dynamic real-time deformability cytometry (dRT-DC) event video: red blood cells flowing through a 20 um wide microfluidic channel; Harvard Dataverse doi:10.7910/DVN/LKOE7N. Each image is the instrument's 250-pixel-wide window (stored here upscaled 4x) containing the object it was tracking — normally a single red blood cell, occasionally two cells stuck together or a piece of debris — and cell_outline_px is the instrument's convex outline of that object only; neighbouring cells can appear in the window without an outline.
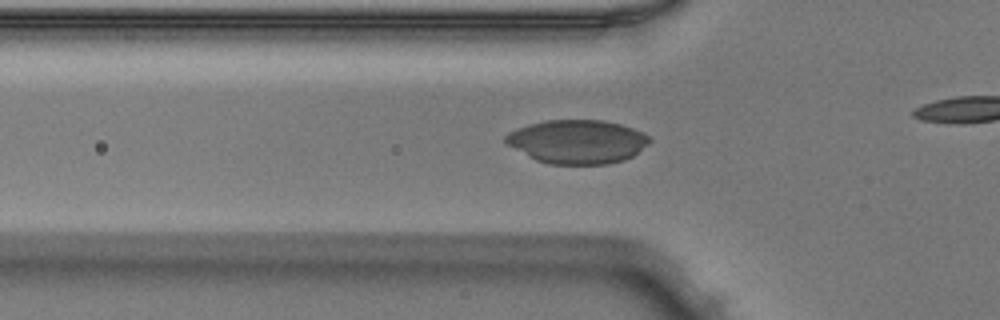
{"species": "Egyptian fruit bat (a non-hibernating species)", "species_latin": "Rousettus aegyptiacus", "temperature_condition": "warm", "stored_images_in_passage": 40, "camera_frame_rate_fps": 3000, "um_per_image_px": 0.085, "animal": {"sex": "male"}, "frame": {"image": 1, "passage_image": 16, "time_ms": 5.0, "image_size_px": [1000, 320], "cell_outline_px": [[652, 140], [648, 144], [632, 156], [624, 160], [608, 164], [548, 164], [536, 160], [528, 156], [508, 144], [504, 140], [504, 136], [508, 132], [528, 124], [544, 120], [604, 120], [620, 124], [632, 128], [648, 136]], "centroid_in_image_um": [49.06, 12.04], "position_along_channel_um": 76.7, "area_um2": 36.59}}
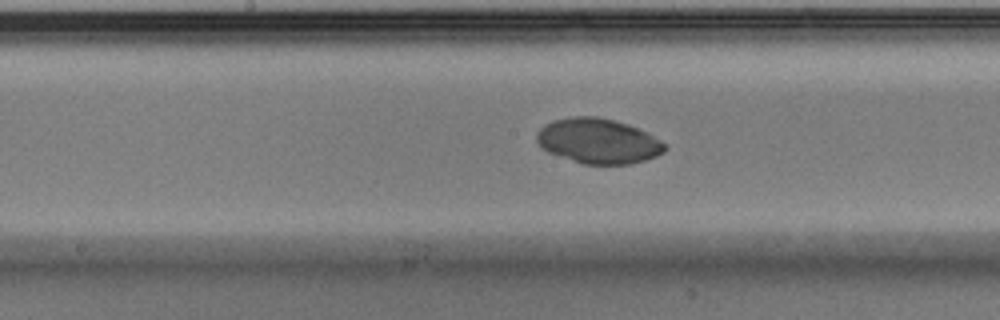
{"frame": {"image": 2, "passage_image": 25, "time_ms": 8.0, "image_size_px": [1000, 320], "cell_outline_px": [[668, 148], [664, 152], [656, 156], [632, 164], [584, 164], [548, 152], [540, 148], [536, 140], [536, 132], [544, 124], [552, 120], [576, 116], [596, 116], [628, 124], [648, 132], [660, 140]], "centroid_in_image_um": [50.83, 11.98], "position_along_channel_um": 197.4, "area_um2": 33.76}}
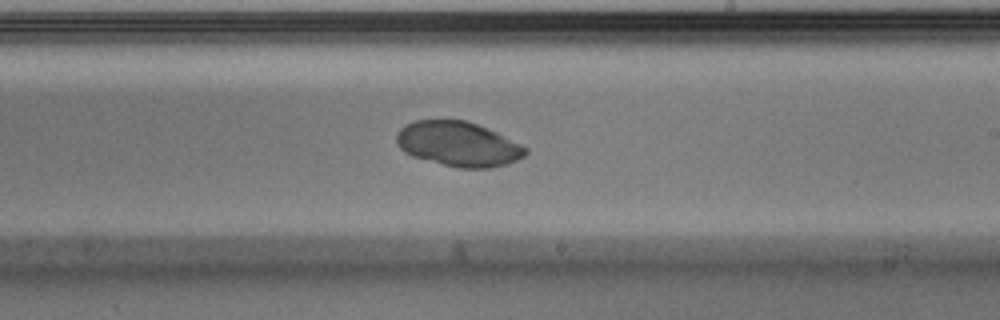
{"frame": {"image": 3, "passage_image": 29, "time_ms": 9.333, "image_size_px": [1000, 320], "cell_outline_px": [[528, 152], [524, 156], [508, 164], [492, 168], [456, 168], [412, 156], [404, 152], [396, 144], [396, 136], [400, 128], [404, 124], [416, 120], [464, 120], [488, 128], [528, 148]], "centroid_in_image_um": [38.94, 12.25], "position_along_channel_um": 250.1, "area_um2": 33.76}}